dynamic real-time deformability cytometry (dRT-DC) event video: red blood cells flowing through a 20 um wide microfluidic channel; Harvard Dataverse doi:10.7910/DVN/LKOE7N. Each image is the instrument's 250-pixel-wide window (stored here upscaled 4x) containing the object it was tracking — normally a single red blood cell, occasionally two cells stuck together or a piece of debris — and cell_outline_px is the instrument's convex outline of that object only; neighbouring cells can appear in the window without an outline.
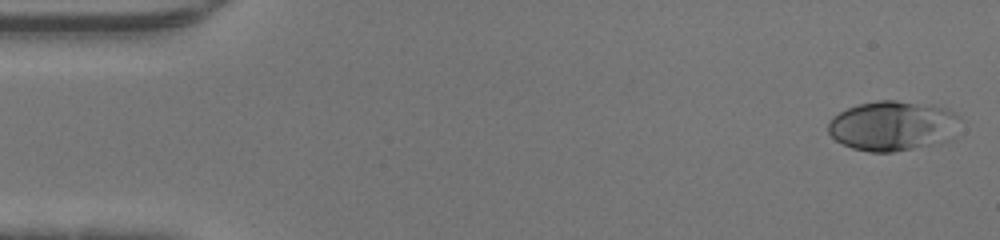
{"species": "human", "species_latin": "Homo sapiens", "temperature_condition": "warm", "stored_images_in_passage": 45, "camera_frame_rate_fps": 3000, "um_per_image_px": 0.085, "donor": {"sex": "male"}, "frame": {"image": 1, "passage_image": 1, "time_ms": 0.0, "image_size_px": [1000, 240], "cell_outline_px": [[964, 120], [952, 140], [940, 144], [892, 152], [868, 152], [852, 148], [836, 140], [828, 132], [828, 124], [832, 116], [848, 108], [860, 104], [876, 100], [896, 100], [932, 104], [948, 108], [960, 116]], "centroid_in_image_um": [75.99, 10.69], "position_along_channel_um": 9.0, "area_um2": 39.36}}
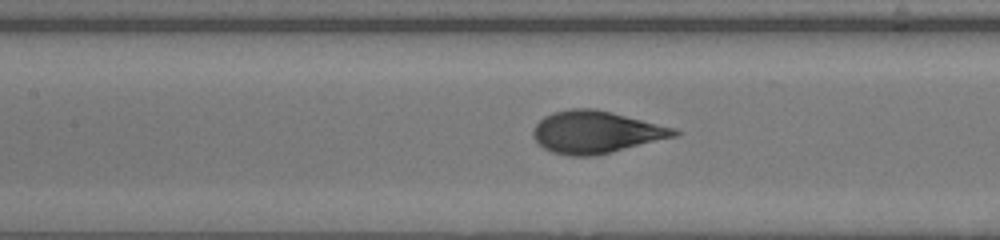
{"frame": {"image": 2, "passage_image": 20, "time_ms": 6.333, "image_size_px": [1000, 240], "cell_outline_px": [[680, 136], [596, 156], [568, 156], [552, 152], [544, 148], [532, 136], [532, 128], [544, 116], [552, 112], [572, 108], [596, 108], [676, 128], [680, 132]], "centroid_in_image_um": [50.68, 11.23], "position_along_channel_um": 156.7, "area_um2": 35.2}}
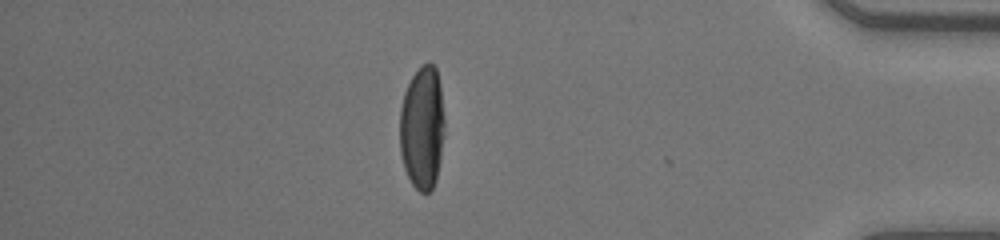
{"frame": {"image": 3, "passage_image": 39, "time_ms": 12.667, "image_size_px": [1000, 240], "cell_outline_px": [[444, 124], [440, 160], [436, 180], [432, 188], [428, 192], [420, 192], [412, 184], [404, 168], [400, 152], [400, 108], [404, 92], [412, 76], [424, 64], [432, 64], [436, 68], [440, 84], [444, 116]], "centroid_in_image_um": [35.88, 10.87], "position_along_channel_um": 399.3, "area_um2": 32.08}}